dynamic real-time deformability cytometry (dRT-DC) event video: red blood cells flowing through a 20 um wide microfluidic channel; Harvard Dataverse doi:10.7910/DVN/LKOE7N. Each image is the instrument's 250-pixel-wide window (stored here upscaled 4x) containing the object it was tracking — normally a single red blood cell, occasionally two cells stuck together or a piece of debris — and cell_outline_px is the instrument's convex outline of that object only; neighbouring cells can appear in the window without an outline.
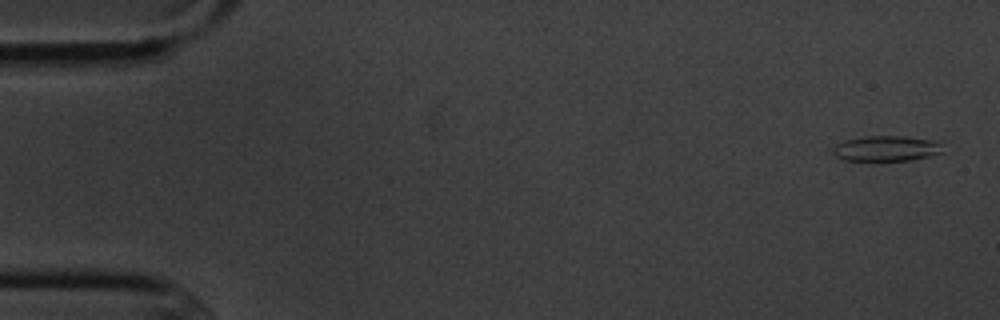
{"species": "common noctule bat (a hibernating species)", "species_latin": "Nyctalus noctula", "temperature_condition": "cold", "stored_images_in_passage": 5, "camera_frame_rate_fps": 3000, "um_per_image_px": 0.085, "animal": {"sex": "male", "body_mass_g": 20.1, "forearm_length_mm": 53.5}, "frame": {"image": 1, "passage_image": 1, "time_ms": 0.0, "image_size_px": [1000, 320], "cell_outline_px": [[944, 152], [912, 160], [844, 160], [836, 156], [828, 148], [844, 140], [868, 136], [904, 136], [936, 140], [940, 144]], "centroid_in_image_um": [75.31, 12.61], "position_along_channel_um": 9.7, "area_um2": 16.36}}
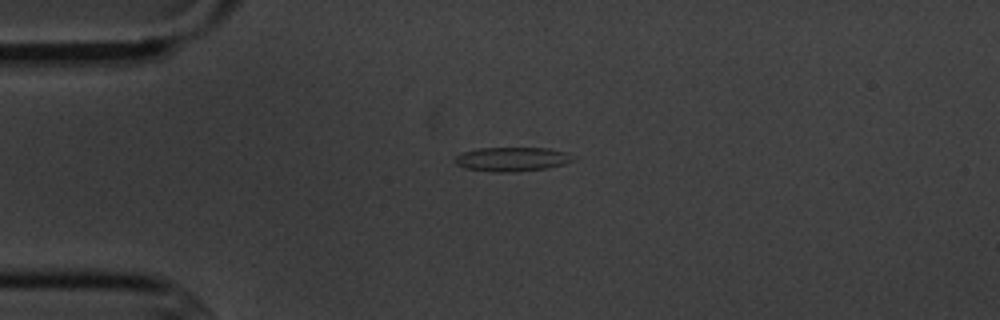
{"frame": {"image": 2, "passage_image": 4, "time_ms": 3.667, "image_size_px": [1000, 320], "cell_outline_px": [[576, 156], [572, 160], [564, 164], [548, 168], [516, 172], [496, 172], [464, 168], [456, 164], [456, 156], [464, 152], [480, 148], [548, 148], [568, 152]], "centroid_in_image_um": [43.58, 13.53], "position_along_channel_um": 41.4, "area_um2": 16.65}}